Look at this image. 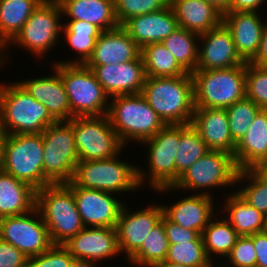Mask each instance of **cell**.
Segmentation results:
<instances>
[{
    "label": "cell",
    "instance_id": "cell-1",
    "mask_svg": "<svg viewBox=\"0 0 267 267\" xmlns=\"http://www.w3.org/2000/svg\"><path fill=\"white\" fill-rule=\"evenodd\" d=\"M141 94L166 125L191 124L195 109L191 73L176 77L146 76Z\"/></svg>",
    "mask_w": 267,
    "mask_h": 267
},
{
    "label": "cell",
    "instance_id": "cell-2",
    "mask_svg": "<svg viewBox=\"0 0 267 267\" xmlns=\"http://www.w3.org/2000/svg\"><path fill=\"white\" fill-rule=\"evenodd\" d=\"M35 214L45 222L53 245H63L84 228L73 191L66 184L37 190Z\"/></svg>",
    "mask_w": 267,
    "mask_h": 267
},
{
    "label": "cell",
    "instance_id": "cell-3",
    "mask_svg": "<svg viewBox=\"0 0 267 267\" xmlns=\"http://www.w3.org/2000/svg\"><path fill=\"white\" fill-rule=\"evenodd\" d=\"M56 120L19 83L0 85V126L7 134H39Z\"/></svg>",
    "mask_w": 267,
    "mask_h": 267
},
{
    "label": "cell",
    "instance_id": "cell-4",
    "mask_svg": "<svg viewBox=\"0 0 267 267\" xmlns=\"http://www.w3.org/2000/svg\"><path fill=\"white\" fill-rule=\"evenodd\" d=\"M146 173L127 162L117 160V155L104 160L79 161L68 187H82L111 193L136 190L143 186Z\"/></svg>",
    "mask_w": 267,
    "mask_h": 267
},
{
    "label": "cell",
    "instance_id": "cell-5",
    "mask_svg": "<svg viewBox=\"0 0 267 267\" xmlns=\"http://www.w3.org/2000/svg\"><path fill=\"white\" fill-rule=\"evenodd\" d=\"M112 98L107 116L123 145L131 139L144 142L166 125L141 93Z\"/></svg>",
    "mask_w": 267,
    "mask_h": 267
},
{
    "label": "cell",
    "instance_id": "cell-6",
    "mask_svg": "<svg viewBox=\"0 0 267 267\" xmlns=\"http://www.w3.org/2000/svg\"><path fill=\"white\" fill-rule=\"evenodd\" d=\"M195 108L226 109L246 97V62L226 69L195 70Z\"/></svg>",
    "mask_w": 267,
    "mask_h": 267
},
{
    "label": "cell",
    "instance_id": "cell-7",
    "mask_svg": "<svg viewBox=\"0 0 267 267\" xmlns=\"http://www.w3.org/2000/svg\"><path fill=\"white\" fill-rule=\"evenodd\" d=\"M0 168L36 191L51 185L43 173L42 133L7 134Z\"/></svg>",
    "mask_w": 267,
    "mask_h": 267
},
{
    "label": "cell",
    "instance_id": "cell-8",
    "mask_svg": "<svg viewBox=\"0 0 267 267\" xmlns=\"http://www.w3.org/2000/svg\"><path fill=\"white\" fill-rule=\"evenodd\" d=\"M54 65L65 85L73 117L107 115L108 95L91 68L85 64L56 63Z\"/></svg>",
    "mask_w": 267,
    "mask_h": 267
},
{
    "label": "cell",
    "instance_id": "cell-9",
    "mask_svg": "<svg viewBox=\"0 0 267 267\" xmlns=\"http://www.w3.org/2000/svg\"><path fill=\"white\" fill-rule=\"evenodd\" d=\"M42 137L45 178L51 184L69 183L79 162L72 119L56 121L42 132Z\"/></svg>",
    "mask_w": 267,
    "mask_h": 267
},
{
    "label": "cell",
    "instance_id": "cell-10",
    "mask_svg": "<svg viewBox=\"0 0 267 267\" xmlns=\"http://www.w3.org/2000/svg\"><path fill=\"white\" fill-rule=\"evenodd\" d=\"M72 127L79 161L108 159L124 148L107 115L73 117Z\"/></svg>",
    "mask_w": 267,
    "mask_h": 267
},
{
    "label": "cell",
    "instance_id": "cell-11",
    "mask_svg": "<svg viewBox=\"0 0 267 267\" xmlns=\"http://www.w3.org/2000/svg\"><path fill=\"white\" fill-rule=\"evenodd\" d=\"M238 168L233 155L224 151L209 150L186 169L173 186L161 187L156 190L169 189H201L236 184Z\"/></svg>",
    "mask_w": 267,
    "mask_h": 267
},
{
    "label": "cell",
    "instance_id": "cell-12",
    "mask_svg": "<svg viewBox=\"0 0 267 267\" xmlns=\"http://www.w3.org/2000/svg\"><path fill=\"white\" fill-rule=\"evenodd\" d=\"M61 14L62 9L57 0H44L10 42L18 43L35 55L48 52L56 44L63 28L59 23Z\"/></svg>",
    "mask_w": 267,
    "mask_h": 267
},
{
    "label": "cell",
    "instance_id": "cell-13",
    "mask_svg": "<svg viewBox=\"0 0 267 267\" xmlns=\"http://www.w3.org/2000/svg\"><path fill=\"white\" fill-rule=\"evenodd\" d=\"M142 143L149 146L150 185L154 190L173 186L176 182L175 159L180 143V124L165 125Z\"/></svg>",
    "mask_w": 267,
    "mask_h": 267
},
{
    "label": "cell",
    "instance_id": "cell-14",
    "mask_svg": "<svg viewBox=\"0 0 267 267\" xmlns=\"http://www.w3.org/2000/svg\"><path fill=\"white\" fill-rule=\"evenodd\" d=\"M32 213L35 215V208L26 214L0 218V238L15 246L28 258L47 251L53 245L42 217H30Z\"/></svg>",
    "mask_w": 267,
    "mask_h": 267
},
{
    "label": "cell",
    "instance_id": "cell-15",
    "mask_svg": "<svg viewBox=\"0 0 267 267\" xmlns=\"http://www.w3.org/2000/svg\"><path fill=\"white\" fill-rule=\"evenodd\" d=\"M69 188L73 191L84 227L116 228L123 204L113 198L111 192L82 187Z\"/></svg>",
    "mask_w": 267,
    "mask_h": 267
},
{
    "label": "cell",
    "instance_id": "cell-16",
    "mask_svg": "<svg viewBox=\"0 0 267 267\" xmlns=\"http://www.w3.org/2000/svg\"><path fill=\"white\" fill-rule=\"evenodd\" d=\"M94 72L104 92L111 97L132 95L142 92L145 70L142 56L116 65L87 66Z\"/></svg>",
    "mask_w": 267,
    "mask_h": 267
},
{
    "label": "cell",
    "instance_id": "cell-17",
    "mask_svg": "<svg viewBox=\"0 0 267 267\" xmlns=\"http://www.w3.org/2000/svg\"><path fill=\"white\" fill-rule=\"evenodd\" d=\"M130 214L123 206L116 226L119 250L124 251L128 259L141 248L148 233L161 221L164 211L163 206L153 204Z\"/></svg>",
    "mask_w": 267,
    "mask_h": 267
},
{
    "label": "cell",
    "instance_id": "cell-18",
    "mask_svg": "<svg viewBox=\"0 0 267 267\" xmlns=\"http://www.w3.org/2000/svg\"><path fill=\"white\" fill-rule=\"evenodd\" d=\"M204 43L198 49L196 70L226 69L245 61L237 53L230 30L222 22L218 27L199 35Z\"/></svg>",
    "mask_w": 267,
    "mask_h": 267
},
{
    "label": "cell",
    "instance_id": "cell-19",
    "mask_svg": "<svg viewBox=\"0 0 267 267\" xmlns=\"http://www.w3.org/2000/svg\"><path fill=\"white\" fill-rule=\"evenodd\" d=\"M63 246L76 259L96 263L120 253L116 228L84 227Z\"/></svg>",
    "mask_w": 267,
    "mask_h": 267
},
{
    "label": "cell",
    "instance_id": "cell-20",
    "mask_svg": "<svg viewBox=\"0 0 267 267\" xmlns=\"http://www.w3.org/2000/svg\"><path fill=\"white\" fill-rule=\"evenodd\" d=\"M121 26L141 49L151 43H161L179 27L170 4L159 11L134 16Z\"/></svg>",
    "mask_w": 267,
    "mask_h": 267
},
{
    "label": "cell",
    "instance_id": "cell-21",
    "mask_svg": "<svg viewBox=\"0 0 267 267\" xmlns=\"http://www.w3.org/2000/svg\"><path fill=\"white\" fill-rule=\"evenodd\" d=\"M141 55V48L130 35L119 26L102 31L96 40L94 51L86 66H104L125 63Z\"/></svg>",
    "mask_w": 267,
    "mask_h": 267
},
{
    "label": "cell",
    "instance_id": "cell-22",
    "mask_svg": "<svg viewBox=\"0 0 267 267\" xmlns=\"http://www.w3.org/2000/svg\"><path fill=\"white\" fill-rule=\"evenodd\" d=\"M191 125L209 150L234 154L236 143L231 137L226 109L195 108Z\"/></svg>",
    "mask_w": 267,
    "mask_h": 267
},
{
    "label": "cell",
    "instance_id": "cell-23",
    "mask_svg": "<svg viewBox=\"0 0 267 267\" xmlns=\"http://www.w3.org/2000/svg\"><path fill=\"white\" fill-rule=\"evenodd\" d=\"M222 22L232 34L237 53L250 62L258 53L265 27L260 16L257 12H227Z\"/></svg>",
    "mask_w": 267,
    "mask_h": 267
},
{
    "label": "cell",
    "instance_id": "cell-24",
    "mask_svg": "<svg viewBox=\"0 0 267 267\" xmlns=\"http://www.w3.org/2000/svg\"><path fill=\"white\" fill-rule=\"evenodd\" d=\"M46 76L18 82L34 99L42 103L56 121H69L73 118L68 95L61 75Z\"/></svg>",
    "mask_w": 267,
    "mask_h": 267
},
{
    "label": "cell",
    "instance_id": "cell-25",
    "mask_svg": "<svg viewBox=\"0 0 267 267\" xmlns=\"http://www.w3.org/2000/svg\"><path fill=\"white\" fill-rule=\"evenodd\" d=\"M210 196L207 192H202L183 198L169 208L164 205V215L170 221L201 235L213 215V200Z\"/></svg>",
    "mask_w": 267,
    "mask_h": 267
},
{
    "label": "cell",
    "instance_id": "cell-26",
    "mask_svg": "<svg viewBox=\"0 0 267 267\" xmlns=\"http://www.w3.org/2000/svg\"><path fill=\"white\" fill-rule=\"evenodd\" d=\"M238 170L252 169L267 159V110L261 109L233 154Z\"/></svg>",
    "mask_w": 267,
    "mask_h": 267
},
{
    "label": "cell",
    "instance_id": "cell-27",
    "mask_svg": "<svg viewBox=\"0 0 267 267\" xmlns=\"http://www.w3.org/2000/svg\"><path fill=\"white\" fill-rule=\"evenodd\" d=\"M179 28L204 34L218 27L223 15L204 0H170Z\"/></svg>",
    "mask_w": 267,
    "mask_h": 267
},
{
    "label": "cell",
    "instance_id": "cell-28",
    "mask_svg": "<svg viewBox=\"0 0 267 267\" xmlns=\"http://www.w3.org/2000/svg\"><path fill=\"white\" fill-rule=\"evenodd\" d=\"M62 14L72 20L87 21L96 25L101 31L119 27L115 16L114 0H57Z\"/></svg>",
    "mask_w": 267,
    "mask_h": 267
},
{
    "label": "cell",
    "instance_id": "cell-29",
    "mask_svg": "<svg viewBox=\"0 0 267 267\" xmlns=\"http://www.w3.org/2000/svg\"><path fill=\"white\" fill-rule=\"evenodd\" d=\"M36 205V190L0 168V218L31 212Z\"/></svg>",
    "mask_w": 267,
    "mask_h": 267
},
{
    "label": "cell",
    "instance_id": "cell-30",
    "mask_svg": "<svg viewBox=\"0 0 267 267\" xmlns=\"http://www.w3.org/2000/svg\"><path fill=\"white\" fill-rule=\"evenodd\" d=\"M44 0H0V52Z\"/></svg>",
    "mask_w": 267,
    "mask_h": 267
},
{
    "label": "cell",
    "instance_id": "cell-31",
    "mask_svg": "<svg viewBox=\"0 0 267 267\" xmlns=\"http://www.w3.org/2000/svg\"><path fill=\"white\" fill-rule=\"evenodd\" d=\"M226 219L239 236H250L267 229V217L249 205L237 192L226 201Z\"/></svg>",
    "mask_w": 267,
    "mask_h": 267
},
{
    "label": "cell",
    "instance_id": "cell-32",
    "mask_svg": "<svg viewBox=\"0 0 267 267\" xmlns=\"http://www.w3.org/2000/svg\"><path fill=\"white\" fill-rule=\"evenodd\" d=\"M68 44L75 49L79 60L75 62H56L59 64H86L93 54L95 43L101 30L94 24L82 20H71L63 28Z\"/></svg>",
    "mask_w": 267,
    "mask_h": 267
},
{
    "label": "cell",
    "instance_id": "cell-33",
    "mask_svg": "<svg viewBox=\"0 0 267 267\" xmlns=\"http://www.w3.org/2000/svg\"><path fill=\"white\" fill-rule=\"evenodd\" d=\"M146 76L176 77L187 72L162 43H151L141 49Z\"/></svg>",
    "mask_w": 267,
    "mask_h": 267
},
{
    "label": "cell",
    "instance_id": "cell-34",
    "mask_svg": "<svg viewBox=\"0 0 267 267\" xmlns=\"http://www.w3.org/2000/svg\"><path fill=\"white\" fill-rule=\"evenodd\" d=\"M197 38L199 34L178 27L161 42L174 56L177 63L191 74L196 70L198 62L200 47L196 45Z\"/></svg>",
    "mask_w": 267,
    "mask_h": 267
},
{
    "label": "cell",
    "instance_id": "cell-35",
    "mask_svg": "<svg viewBox=\"0 0 267 267\" xmlns=\"http://www.w3.org/2000/svg\"><path fill=\"white\" fill-rule=\"evenodd\" d=\"M209 151L206 143L191 124H180V143L176 152V181L196 160Z\"/></svg>",
    "mask_w": 267,
    "mask_h": 267
},
{
    "label": "cell",
    "instance_id": "cell-36",
    "mask_svg": "<svg viewBox=\"0 0 267 267\" xmlns=\"http://www.w3.org/2000/svg\"><path fill=\"white\" fill-rule=\"evenodd\" d=\"M169 248V241L161 221L155 225L144 239L141 248L128 260L137 266L153 267L165 260Z\"/></svg>",
    "mask_w": 267,
    "mask_h": 267
},
{
    "label": "cell",
    "instance_id": "cell-37",
    "mask_svg": "<svg viewBox=\"0 0 267 267\" xmlns=\"http://www.w3.org/2000/svg\"><path fill=\"white\" fill-rule=\"evenodd\" d=\"M207 256L210 253L227 257L233 249L239 235L227 220L210 221L201 234Z\"/></svg>",
    "mask_w": 267,
    "mask_h": 267
},
{
    "label": "cell",
    "instance_id": "cell-38",
    "mask_svg": "<svg viewBox=\"0 0 267 267\" xmlns=\"http://www.w3.org/2000/svg\"><path fill=\"white\" fill-rule=\"evenodd\" d=\"M165 260L190 267H213L203 241H183L169 244Z\"/></svg>",
    "mask_w": 267,
    "mask_h": 267
},
{
    "label": "cell",
    "instance_id": "cell-39",
    "mask_svg": "<svg viewBox=\"0 0 267 267\" xmlns=\"http://www.w3.org/2000/svg\"><path fill=\"white\" fill-rule=\"evenodd\" d=\"M260 110L257 104L246 97L226 108L231 137L236 144L246 134Z\"/></svg>",
    "mask_w": 267,
    "mask_h": 267
},
{
    "label": "cell",
    "instance_id": "cell-40",
    "mask_svg": "<svg viewBox=\"0 0 267 267\" xmlns=\"http://www.w3.org/2000/svg\"><path fill=\"white\" fill-rule=\"evenodd\" d=\"M251 180L249 185L237 193L251 206L267 217V181L262 179L253 169L238 171L236 182Z\"/></svg>",
    "mask_w": 267,
    "mask_h": 267
},
{
    "label": "cell",
    "instance_id": "cell-41",
    "mask_svg": "<svg viewBox=\"0 0 267 267\" xmlns=\"http://www.w3.org/2000/svg\"><path fill=\"white\" fill-rule=\"evenodd\" d=\"M246 98L267 110V67L246 62Z\"/></svg>",
    "mask_w": 267,
    "mask_h": 267
},
{
    "label": "cell",
    "instance_id": "cell-42",
    "mask_svg": "<svg viewBox=\"0 0 267 267\" xmlns=\"http://www.w3.org/2000/svg\"><path fill=\"white\" fill-rule=\"evenodd\" d=\"M169 3L170 0H114L115 16L121 26L134 16L159 11Z\"/></svg>",
    "mask_w": 267,
    "mask_h": 267
},
{
    "label": "cell",
    "instance_id": "cell-43",
    "mask_svg": "<svg viewBox=\"0 0 267 267\" xmlns=\"http://www.w3.org/2000/svg\"><path fill=\"white\" fill-rule=\"evenodd\" d=\"M72 259L63 245H52L47 251L28 258L27 267H69Z\"/></svg>",
    "mask_w": 267,
    "mask_h": 267
},
{
    "label": "cell",
    "instance_id": "cell-44",
    "mask_svg": "<svg viewBox=\"0 0 267 267\" xmlns=\"http://www.w3.org/2000/svg\"><path fill=\"white\" fill-rule=\"evenodd\" d=\"M233 267H256V253L250 236H239L227 256Z\"/></svg>",
    "mask_w": 267,
    "mask_h": 267
},
{
    "label": "cell",
    "instance_id": "cell-45",
    "mask_svg": "<svg viewBox=\"0 0 267 267\" xmlns=\"http://www.w3.org/2000/svg\"><path fill=\"white\" fill-rule=\"evenodd\" d=\"M163 224L169 244L183 241H203L202 236L195 230L186 229L163 215Z\"/></svg>",
    "mask_w": 267,
    "mask_h": 267
},
{
    "label": "cell",
    "instance_id": "cell-46",
    "mask_svg": "<svg viewBox=\"0 0 267 267\" xmlns=\"http://www.w3.org/2000/svg\"><path fill=\"white\" fill-rule=\"evenodd\" d=\"M28 257L0 238V267H27Z\"/></svg>",
    "mask_w": 267,
    "mask_h": 267
},
{
    "label": "cell",
    "instance_id": "cell-47",
    "mask_svg": "<svg viewBox=\"0 0 267 267\" xmlns=\"http://www.w3.org/2000/svg\"><path fill=\"white\" fill-rule=\"evenodd\" d=\"M256 253V267H267V229L250 235Z\"/></svg>",
    "mask_w": 267,
    "mask_h": 267
},
{
    "label": "cell",
    "instance_id": "cell-48",
    "mask_svg": "<svg viewBox=\"0 0 267 267\" xmlns=\"http://www.w3.org/2000/svg\"><path fill=\"white\" fill-rule=\"evenodd\" d=\"M264 0H231L229 12H257Z\"/></svg>",
    "mask_w": 267,
    "mask_h": 267
},
{
    "label": "cell",
    "instance_id": "cell-49",
    "mask_svg": "<svg viewBox=\"0 0 267 267\" xmlns=\"http://www.w3.org/2000/svg\"><path fill=\"white\" fill-rule=\"evenodd\" d=\"M250 63L267 67V24L264 27L260 47L256 56L250 61Z\"/></svg>",
    "mask_w": 267,
    "mask_h": 267
},
{
    "label": "cell",
    "instance_id": "cell-50",
    "mask_svg": "<svg viewBox=\"0 0 267 267\" xmlns=\"http://www.w3.org/2000/svg\"><path fill=\"white\" fill-rule=\"evenodd\" d=\"M210 5H212L215 9H217L222 15L229 12V6L231 0H204Z\"/></svg>",
    "mask_w": 267,
    "mask_h": 267
},
{
    "label": "cell",
    "instance_id": "cell-51",
    "mask_svg": "<svg viewBox=\"0 0 267 267\" xmlns=\"http://www.w3.org/2000/svg\"><path fill=\"white\" fill-rule=\"evenodd\" d=\"M262 179L267 181V159L260 161L252 168Z\"/></svg>",
    "mask_w": 267,
    "mask_h": 267
},
{
    "label": "cell",
    "instance_id": "cell-52",
    "mask_svg": "<svg viewBox=\"0 0 267 267\" xmlns=\"http://www.w3.org/2000/svg\"><path fill=\"white\" fill-rule=\"evenodd\" d=\"M95 263L83 259L73 258L69 267H96Z\"/></svg>",
    "mask_w": 267,
    "mask_h": 267
},
{
    "label": "cell",
    "instance_id": "cell-53",
    "mask_svg": "<svg viewBox=\"0 0 267 267\" xmlns=\"http://www.w3.org/2000/svg\"><path fill=\"white\" fill-rule=\"evenodd\" d=\"M153 267H190V266L180 265L177 263L164 260L160 263L155 264Z\"/></svg>",
    "mask_w": 267,
    "mask_h": 267
},
{
    "label": "cell",
    "instance_id": "cell-54",
    "mask_svg": "<svg viewBox=\"0 0 267 267\" xmlns=\"http://www.w3.org/2000/svg\"><path fill=\"white\" fill-rule=\"evenodd\" d=\"M6 134L4 133L3 129L0 126V167L2 164V153H3V142L5 139Z\"/></svg>",
    "mask_w": 267,
    "mask_h": 267
}]
</instances>
